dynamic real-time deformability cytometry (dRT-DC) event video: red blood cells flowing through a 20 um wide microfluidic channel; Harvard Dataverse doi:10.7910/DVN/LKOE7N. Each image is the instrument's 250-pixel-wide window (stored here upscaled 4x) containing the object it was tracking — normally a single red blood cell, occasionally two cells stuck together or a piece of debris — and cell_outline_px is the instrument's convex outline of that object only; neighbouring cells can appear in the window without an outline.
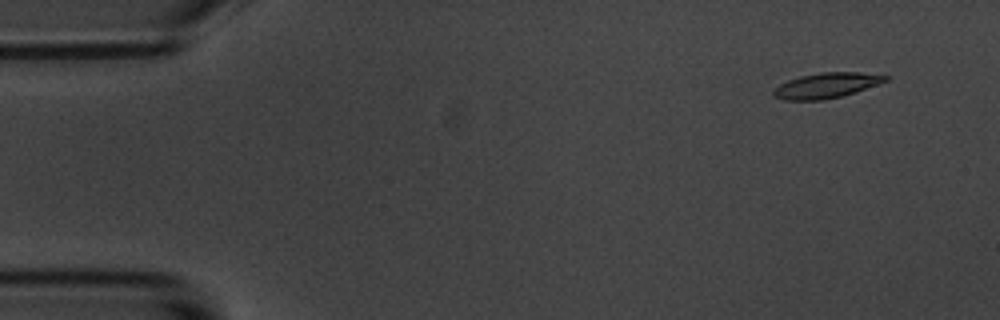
{"species": "common noctule bat (a hibernating species)", "species_latin": "Nyctalus noctula", "temperature_condition": "room temperature", "stored_images_in_passage": 6, "camera_frame_rate_fps": 3000, "um_per_image_px": 0.085, "animal": {"sex": "male", "body_mass_g": 20.1, "forearm_length_mm": 53.5}, "frame": {"image": 1, "passage_image": 2, "time_ms": 1.333, "image_size_px": [1000, 320], "cell_outline_px": [[888, 80], [840, 96], [824, 100], [784, 100], [772, 96], [772, 92], [780, 84], [788, 80], [800, 76], [820, 72], [860, 72], [888, 76]], "centroid_in_image_um": [70.17, 7.26], "position_along_channel_um": 14.8, "area_um2": 16.18}}
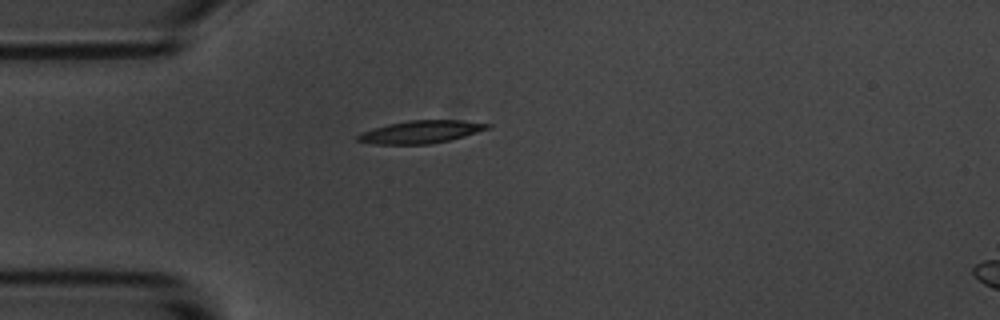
{"frame": {"image": 2, "passage_image": 5, "time_ms": 5.0, "image_size_px": [1000, 320], "cell_outline_px": [[492, 128], [464, 136], [448, 140], [428, 144], [372, 144], [356, 140], [356, 136], [360, 132], [372, 128], [388, 124], [408, 120], [460, 120], [492, 124]], "centroid_in_image_um": [35.76, 11.2], "position_along_channel_um": 49.2, "area_um2": 17.22}}